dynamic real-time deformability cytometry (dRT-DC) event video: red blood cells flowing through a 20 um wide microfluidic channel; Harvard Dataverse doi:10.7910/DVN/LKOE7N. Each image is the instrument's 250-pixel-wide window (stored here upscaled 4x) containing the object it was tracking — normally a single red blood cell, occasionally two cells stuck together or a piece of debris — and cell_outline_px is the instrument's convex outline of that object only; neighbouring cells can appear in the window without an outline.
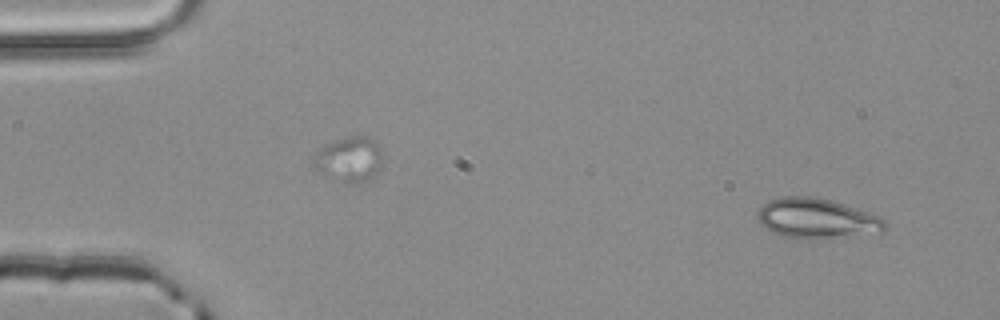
{"species": "common noctule bat (a hibernating species)", "species_latin": "Nyctalus noctula", "temperature_condition": "room temperature", "stored_images_in_passage": 5, "segment_of_instrument_passage": [2, 2], "camera_frame_rate_fps": 3000, "um_per_image_px": 0.085, "animal": {"sex": "male", "body_mass_g": 20.4}, "frame": {"image": 1, "passage_image": 5, "time_ms": 1.333, "image_size_px": [1000, 320], "cell_outline_px": [[888, 228], [884, 232], [824, 236], [784, 236], [772, 232], [764, 228], [760, 224], [756, 216], [756, 212], [768, 200], [780, 196], [812, 196], [844, 204], [868, 212], [884, 220], [888, 224]], "centroid_in_image_um": [69.37, 18.51], "position_along_channel_um": 15.6, "area_um2": 28.73}}